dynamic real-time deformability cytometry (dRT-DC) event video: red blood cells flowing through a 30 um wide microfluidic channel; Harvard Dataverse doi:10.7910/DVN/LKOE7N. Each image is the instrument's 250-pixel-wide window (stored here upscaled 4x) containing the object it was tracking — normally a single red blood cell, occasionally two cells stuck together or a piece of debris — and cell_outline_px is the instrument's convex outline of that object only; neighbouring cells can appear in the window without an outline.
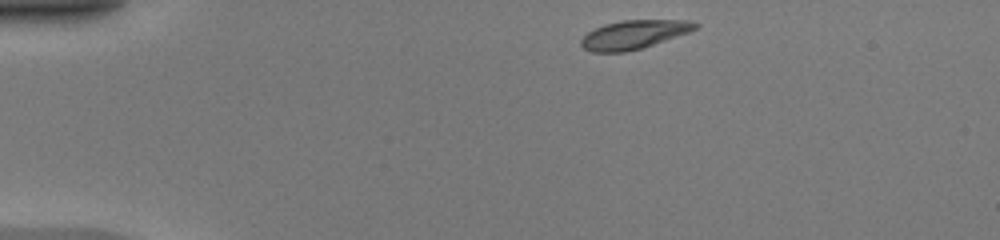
{"species": "common noctule bat (a hibernating species)", "species_latin": "Nyctalus noctula", "temperature_condition": "warm", "stored_images_in_passage": 41, "camera_frame_rate_fps": 3000, "um_per_image_px": 0.085, "animal": {"sex": "female", "body_mass_g": 20.0, "forearm_length_mm": 54.0}, "frame": {"image": 1, "passage_image": 1, "time_ms": 0.0, "image_size_px": [1000, 240], "cell_outline_px": [[700, 24], [696, 28], [688, 32], [640, 48], [624, 52], [592, 52], [584, 48], [580, 44], [580, 40], [588, 32], [604, 24], [624, 20], [692, 20]], "centroid_in_image_um": [53.86, 2.93], "position_along_channel_um": 31.1, "area_um2": 18.79}}
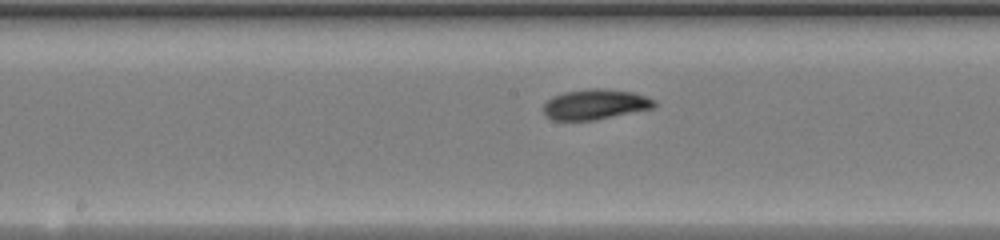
{"frame": {"image": 2, "passage_image": 18, "time_ms": 5.667, "image_size_px": [1000, 240], "cell_outline_px": [[656, 108], [596, 120], [552, 120], [544, 116], [544, 104], [552, 96], [564, 92], [592, 88], [600, 88], [632, 92], [656, 100]], "centroid_in_image_um": [50.6, 8.88], "position_along_channel_um": 197.6, "area_um2": 19.71}}
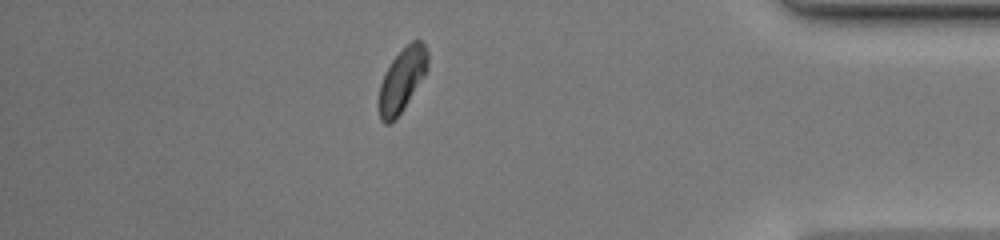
{"frame": {"image": 3, "passage_image": 35, "time_ms": 11.333, "image_size_px": [1000, 240], "cell_outline_px": [[428, 68], [424, 76], [404, 108], [396, 120], [388, 124], [384, 124], [380, 120], [380, 84], [392, 60], [412, 40], [420, 40], [424, 44], [428, 52]], "centroid_in_image_um": [34.2, 6.81], "position_along_channel_um": 401.0, "area_um2": 17.74}, "authors_computed_cell_mechanics": {"area_um2": 19.0162, "velocity_mm_per_s": 4.1649, "shape_relaxation_time_tau1_ms": 2.1968, "shape_relaxation_time_tau2_ms": 1.9821, "deformation_change_tau1": 0.1325, "deformation_change_tau2": 0.0679}}